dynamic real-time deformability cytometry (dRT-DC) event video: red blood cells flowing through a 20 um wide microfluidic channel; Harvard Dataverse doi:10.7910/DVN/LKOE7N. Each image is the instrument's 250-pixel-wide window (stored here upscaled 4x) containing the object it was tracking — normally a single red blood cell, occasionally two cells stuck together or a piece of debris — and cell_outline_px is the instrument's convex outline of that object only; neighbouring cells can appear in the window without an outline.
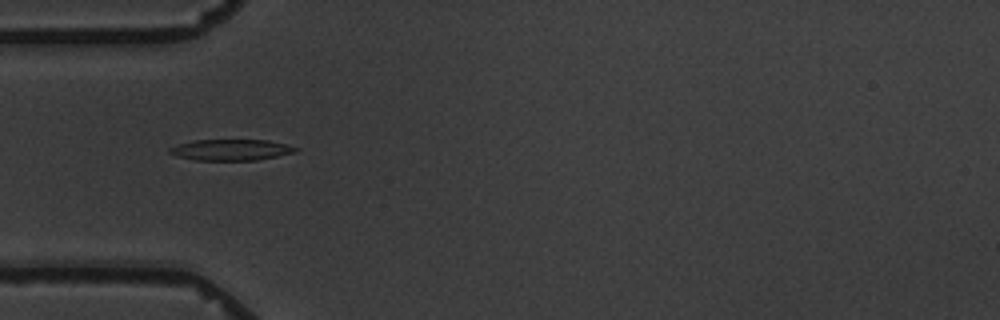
{"species": "common noctule bat (a hibernating species)", "species_latin": "Nyctalus noctula", "temperature_condition": "warm", "stored_images_in_passage": 6, "camera_frame_rate_fps": 3000, "um_per_image_px": 0.085, "animal": {"sex": "male", "body_mass_g": 19.5, "forearm_length_mm": 54.6}, "frame": {"image": 1, "passage_image": 5, "time_ms": 4.667, "image_size_px": [1000, 320], "cell_outline_px": [[300, 148], [296, 152], [256, 160], [196, 160], [176, 156], [168, 152], [168, 148], [180, 144], [196, 140], [268, 140]], "centroid_in_image_um": [19.63, 12.74], "position_along_channel_um": 65.4, "area_um2": 15.32}}
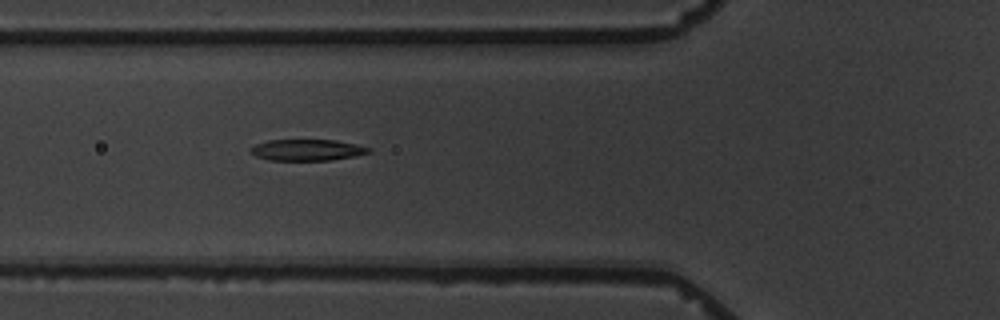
{"frame": {"image": 2, "passage_image": 6, "time_ms": 5.667, "image_size_px": [1000, 320], "cell_outline_px": [[372, 152], [356, 156], [328, 160], [268, 160], [256, 156], [252, 152], [252, 148], [256, 144], [268, 140], [336, 140], [356, 144], [372, 148]], "centroid_in_image_um": [26.17, 12.74], "position_along_channel_um": 99.6, "area_um2": 14.57}}